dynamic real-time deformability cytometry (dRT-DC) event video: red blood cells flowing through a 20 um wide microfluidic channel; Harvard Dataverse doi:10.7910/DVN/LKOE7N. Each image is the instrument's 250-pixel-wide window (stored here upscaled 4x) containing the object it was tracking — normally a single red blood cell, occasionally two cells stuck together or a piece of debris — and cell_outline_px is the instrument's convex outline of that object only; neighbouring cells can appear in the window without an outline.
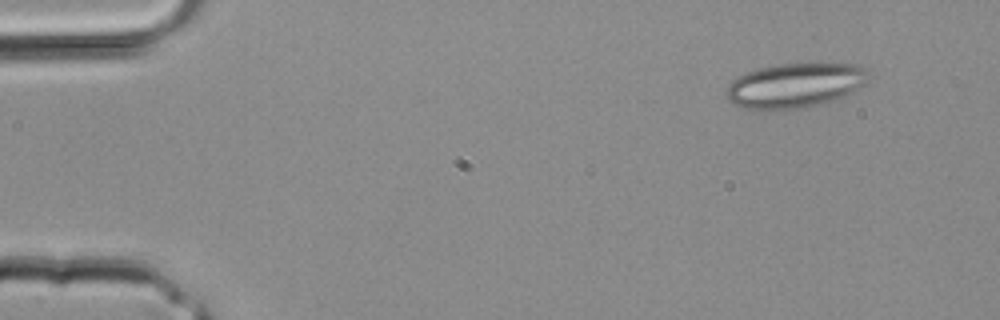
{"species": "common noctule bat (a hibernating species)", "species_latin": "Nyctalus noctula", "temperature_condition": "room temperature", "stored_images_in_passage": 2, "camera_frame_rate_fps": 3000, "um_per_image_px": 0.085, "animal": {"sex": "male", "body_mass_g": 20.4}, "frame": {"image": 1, "passage_image": 2, "time_ms": 0.333, "image_size_px": [1000, 320], "cell_outline_px": [[872, 76], [856, 92], [840, 100], [800, 108], [740, 108], [728, 100], [724, 92], [724, 88], [732, 80], [748, 72], [760, 68], [780, 64], [860, 64], [872, 72]], "centroid_in_image_um": [67.67, 7.25], "position_along_channel_um": 17.3, "area_um2": 37.34}}